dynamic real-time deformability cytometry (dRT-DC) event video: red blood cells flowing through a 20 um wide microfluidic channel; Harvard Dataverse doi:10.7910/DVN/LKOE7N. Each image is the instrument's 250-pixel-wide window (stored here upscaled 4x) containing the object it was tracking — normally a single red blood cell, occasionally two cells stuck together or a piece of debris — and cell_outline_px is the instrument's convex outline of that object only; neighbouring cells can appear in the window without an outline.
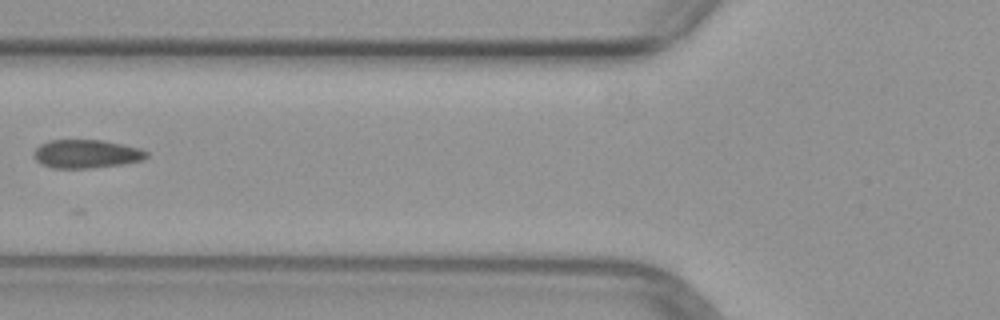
{"species": "common noctule bat (a hibernating species)", "species_latin": "Nyctalus noctula", "temperature_condition": "warm", "stored_images_in_passage": 3, "camera_frame_rate_fps": 3000, "um_per_image_px": 0.085, "animal": {"sex": "female", "body_mass_g": 29.2, "forearm_length_mm": 56.3}, "frame": {"image": 1, "passage_image": 2, "time_ms": 1.333, "image_size_px": [1000, 320], "cell_outline_px": [[148, 156], [144, 160], [124, 164], [88, 168], [52, 168], [40, 164], [32, 156], [32, 152], [40, 144], [48, 140], [100, 140], [140, 148], [148, 152]], "centroid_in_image_um": [7.3, 13.09], "position_along_channel_um": 118.5, "area_um2": 18.84}}
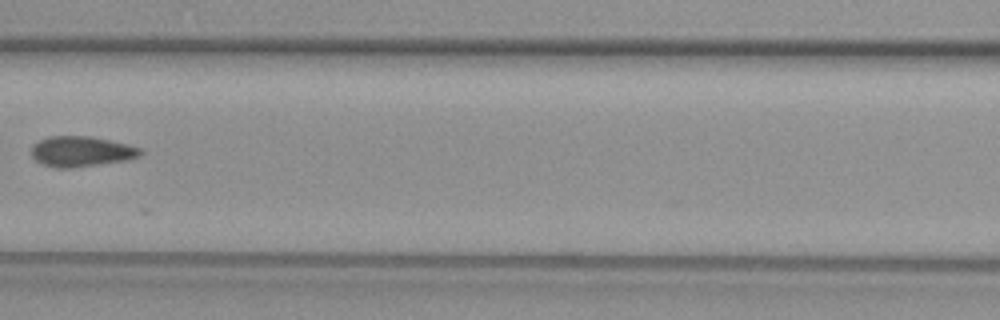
{"frame": {"image": 2, "passage_image": 3, "time_ms": 2.333, "image_size_px": [1000, 320], "cell_outline_px": [[144, 152], [140, 156], [128, 160], [72, 168], [56, 168], [44, 164], [36, 160], [32, 156], [32, 144], [48, 136], [92, 136], [128, 144], [140, 148]], "centroid_in_image_um": [6.93, 12.87], "position_along_channel_um": 159.7, "area_um2": 19.42}}